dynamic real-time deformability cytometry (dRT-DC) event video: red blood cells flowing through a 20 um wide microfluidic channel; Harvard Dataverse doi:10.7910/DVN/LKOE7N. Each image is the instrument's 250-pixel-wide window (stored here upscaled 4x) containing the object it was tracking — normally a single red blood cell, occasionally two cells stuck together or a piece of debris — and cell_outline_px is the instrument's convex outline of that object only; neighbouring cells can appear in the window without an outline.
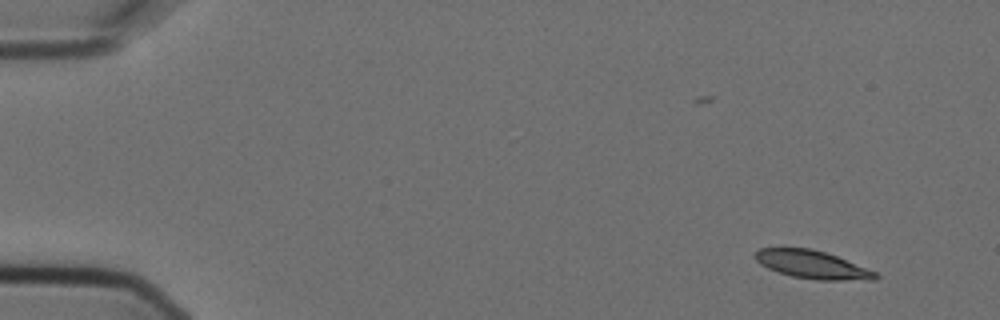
{"species": "Egyptian fruit bat (a non-hibernating species)", "species_latin": "Rousettus aegyptiacus", "temperature_condition": "cold", "stored_images_in_passage": 9, "camera_frame_rate_fps": 3000, "um_per_image_px": 0.085, "animal": {"sex": "female"}, "frame": {"image": 1, "passage_image": 1, "time_ms": 0.0, "image_size_px": [1000, 320], "cell_outline_px": [[880, 276], [876, 280], [816, 280], [792, 276], [768, 268], [760, 264], [752, 256], [760, 248], [808, 248], [824, 252], [836, 256], [876, 272]], "centroid_in_image_um": [69.03, 22.5], "position_along_channel_um": 16.0, "area_um2": 19.48}}
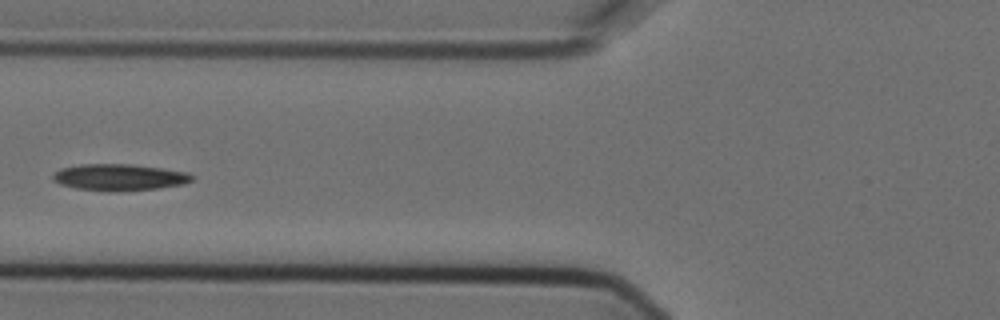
{"frame": {"image": 2, "passage_image": 6, "time_ms": 1.667, "image_size_px": [1000, 320], "cell_outline_px": [[192, 180], [184, 184], [156, 188], [108, 192], [76, 188], [60, 184], [52, 180], [52, 176], [60, 168], [80, 164], [132, 164], [188, 172], [192, 176]], "centroid_in_image_um": [10.1, 15.06], "position_along_channel_um": 115.7, "area_um2": 21.44}}
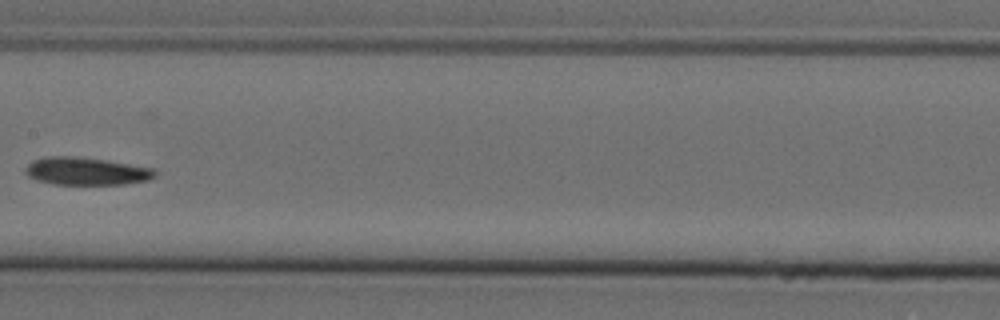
{"frame": {"image": 3, "passage_image": 8, "time_ms": 2.333, "image_size_px": [1000, 320], "cell_outline_px": [[156, 176], [148, 180], [124, 184], [52, 184], [36, 180], [28, 176], [24, 172], [24, 168], [32, 160], [44, 156], [76, 156], [104, 160], [152, 168], [156, 172]], "centroid_in_image_um": [7.26, 14.55], "position_along_channel_um": 200.1, "area_um2": 20.92}}